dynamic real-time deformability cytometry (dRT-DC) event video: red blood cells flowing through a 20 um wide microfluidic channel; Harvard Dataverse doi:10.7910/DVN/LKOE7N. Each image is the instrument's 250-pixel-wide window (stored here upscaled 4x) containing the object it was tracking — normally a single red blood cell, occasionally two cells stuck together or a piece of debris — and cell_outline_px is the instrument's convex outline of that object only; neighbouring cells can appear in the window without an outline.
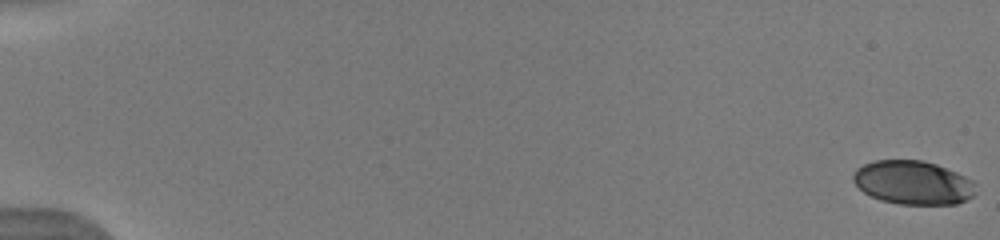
{"species": "human", "species_latin": "Homo sapiens", "temperature_condition": "warm", "stored_images_in_passage": 33, "camera_frame_rate_fps": 3000, "um_per_image_px": 0.085, "donor": {"sex": "male"}, "frame": {"image": 1, "passage_image": 1, "time_ms": 0.0, "image_size_px": [1000, 240], "cell_outline_px": [[976, 184], [972, 196], [956, 204], [900, 204], [880, 200], [864, 192], [852, 180], [852, 176], [856, 168], [864, 164], [876, 160], [924, 160], [936, 164], [956, 172], [972, 180]], "centroid_in_image_um": [77.58, 15.51], "position_along_channel_um": 7.4, "area_um2": 31.1}}
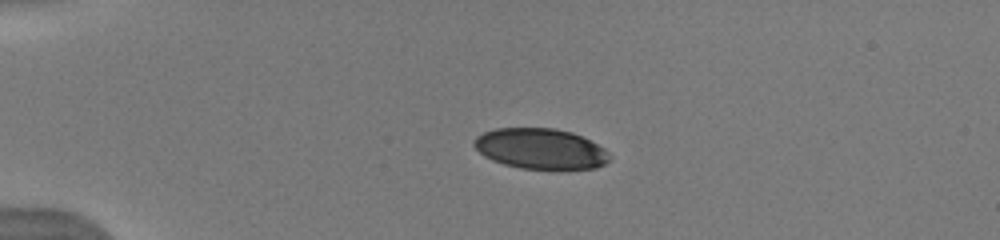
{"frame": {"image": 2, "passage_image": 22, "time_ms": 4.333, "image_size_px": [1000, 240], "cell_outline_px": [[612, 156], [604, 164], [596, 168], [564, 172], [560, 172], [520, 168], [504, 164], [492, 160], [484, 156], [472, 144], [476, 136], [484, 132], [496, 128], [552, 128], [572, 132], [604, 148]], "centroid_in_image_um": [45.98, 12.69], "position_along_channel_um": 39.0, "area_um2": 32.83}}